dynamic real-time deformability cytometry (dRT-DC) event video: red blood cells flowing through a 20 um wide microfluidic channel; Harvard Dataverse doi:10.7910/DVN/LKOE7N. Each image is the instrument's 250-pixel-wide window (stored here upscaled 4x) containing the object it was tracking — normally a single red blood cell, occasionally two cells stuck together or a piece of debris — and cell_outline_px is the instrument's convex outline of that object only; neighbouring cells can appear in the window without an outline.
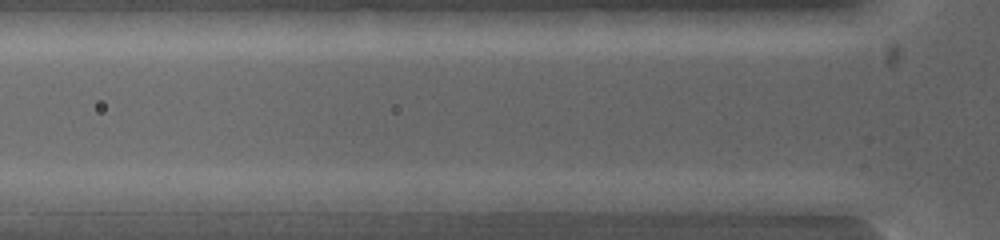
{"species": "common noctule bat (a hibernating species)", "species_latin": "Nyctalus noctula", "temperature_condition": "warm", "stored_images_in_passage": 4, "camera_frame_rate_fps": 5000, "um_per_image_px": 0.085, "animal": {"sex": "female", "body_mass_g": 19.0, "forearm_length_mm": 53.3}, "frame": {"image": 1, "passage_image": 2, "time_ms": 0.4, "image_size_px": [1000, 240], "cell_outline_px": [[596, 200], [568, 212], [496, 212], [492, 200], [500, 192], [576, 192]], "centroid_in_image_um": [45.86, 17.15], "position_along_channel_um": 79.9, "area_um2": 12.83}}